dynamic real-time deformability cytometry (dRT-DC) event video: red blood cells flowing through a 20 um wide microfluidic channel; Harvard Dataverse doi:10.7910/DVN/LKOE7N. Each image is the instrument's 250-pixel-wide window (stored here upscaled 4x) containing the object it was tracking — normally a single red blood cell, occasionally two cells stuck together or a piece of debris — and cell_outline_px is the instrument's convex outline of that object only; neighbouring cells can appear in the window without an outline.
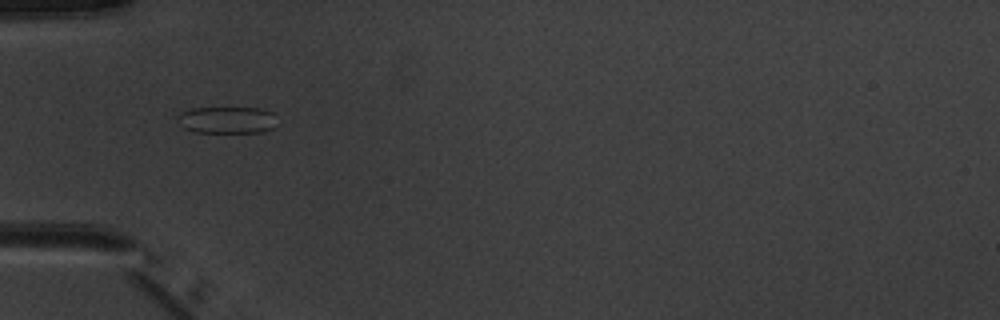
{"species": "common noctule bat (a hibernating species)", "species_latin": "Nyctalus noctula", "temperature_condition": "warm", "stored_images_in_passage": 7, "camera_frame_rate_fps": 3000, "um_per_image_px": 0.085, "animal": {"sex": "male", "body_mass_g": 20.1, "forearm_length_mm": 53.5}, "frame": {"image": 1, "passage_image": 4, "time_ms": 3.667, "image_size_px": [1000, 320], "cell_outline_px": [[272, 128], [264, 132], [196, 132], [184, 128], [176, 120], [176, 116], [192, 108], [260, 108], [272, 112]], "centroid_in_image_um": [19.23, 10.2], "position_along_channel_um": 65.8, "area_um2": 15.26}}
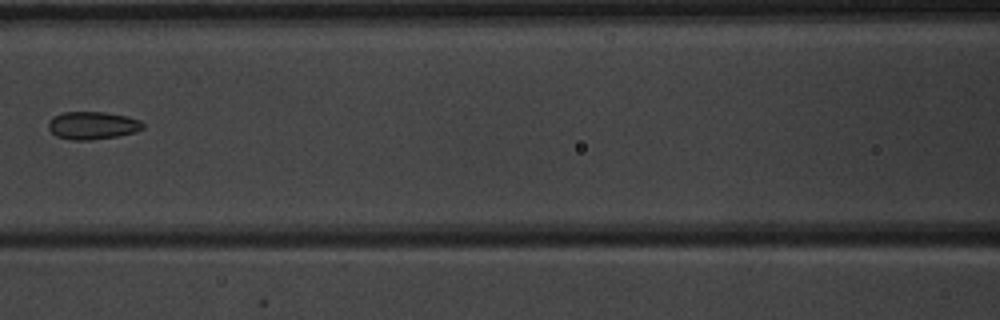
{"frame": {"image": 2, "passage_image": 6, "time_ms": 6.0, "image_size_px": [1000, 320], "cell_outline_px": [[144, 128], [136, 132], [116, 136], [92, 140], [72, 140], [56, 136], [48, 128], [48, 124], [52, 116], [64, 112], [104, 112], [128, 116], [140, 120], [144, 124]], "centroid_in_image_um": [7.87, 10.66], "position_along_channel_um": 158.7, "area_um2": 15.37}}
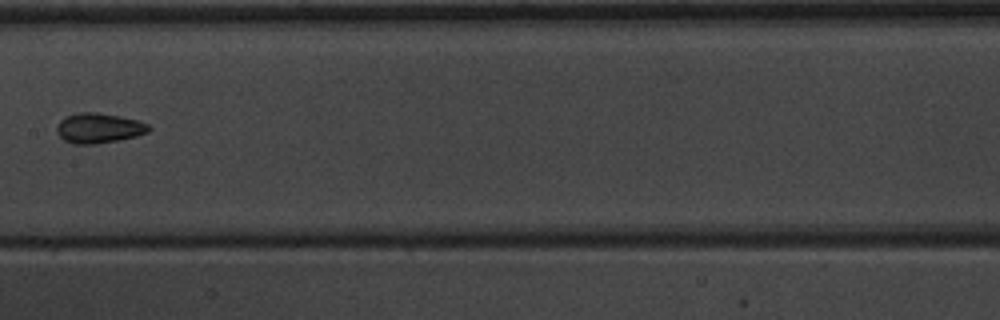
{"frame": {"image": 3, "passage_image": 7, "time_ms": 7.0, "image_size_px": [1000, 320], "cell_outline_px": [[152, 128], [148, 132], [136, 136], [120, 140], [96, 144], [72, 144], [64, 140], [56, 132], [56, 128], [60, 120], [68, 116], [80, 112], [96, 112], [120, 116], [136, 120], [148, 124]], "centroid_in_image_um": [8.4, 10.9], "position_along_channel_um": 199.0, "area_um2": 16.13}}